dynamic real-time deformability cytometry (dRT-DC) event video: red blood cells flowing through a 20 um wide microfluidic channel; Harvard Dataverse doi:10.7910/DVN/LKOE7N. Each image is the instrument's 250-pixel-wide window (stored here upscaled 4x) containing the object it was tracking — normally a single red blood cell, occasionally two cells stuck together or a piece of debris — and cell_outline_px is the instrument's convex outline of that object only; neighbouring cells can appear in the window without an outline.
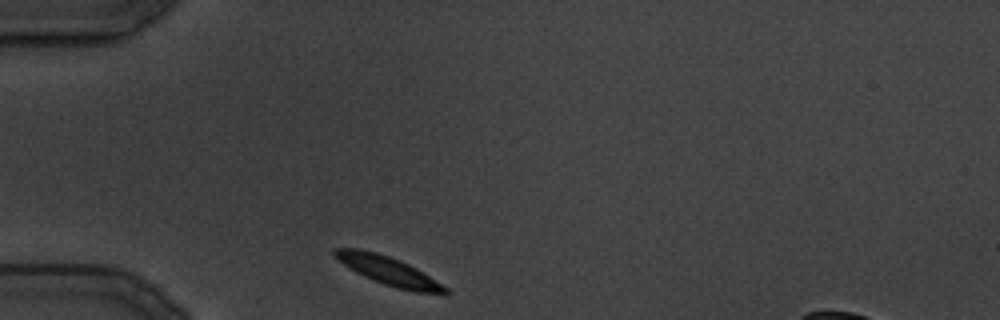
{"species": "common noctule bat (a hibernating species)", "species_latin": "Nyctalus noctula", "temperature_condition": "cold", "stored_images_in_passage": 11, "camera_frame_rate_fps": 3000, "um_per_image_px": 0.085, "animal": {"sex": "male", "body_mass_g": 19.5, "forearm_length_mm": 54.6}, "frame": {"image": 1, "passage_image": 1, "time_ms": 0.0, "image_size_px": [1000, 320], "cell_outline_px": [[448, 296], [444, 296], [416, 292], [396, 288], [384, 284], [364, 276], [356, 272], [344, 264], [332, 252], [336, 248], [360, 248], [376, 252], [400, 260], [416, 268], [448, 288]], "centroid_in_image_um": [33.1, 23.05], "position_along_channel_um": 51.9, "area_um2": 18.32}}
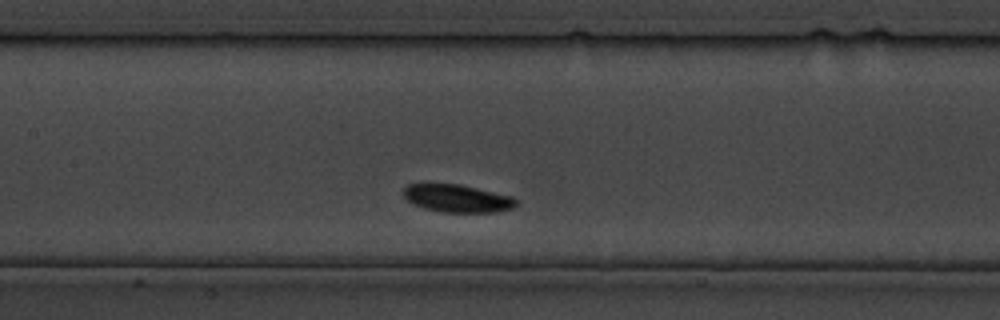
{"frame": {"image": 2, "passage_image": 8, "time_ms": 9.0, "image_size_px": [1000, 320], "cell_outline_px": [[516, 204], [512, 208], [496, 212], [440, 212], [424, 208], [412, 204], [404, 196], [404, 188], [408, 184], [424, 180], [460, 184], [512, 196], [516, 200]], "centroid_in_image_um": [38.77, 16.81], "position_along_channel_um": 168.6, "area_um2": 18.84}}
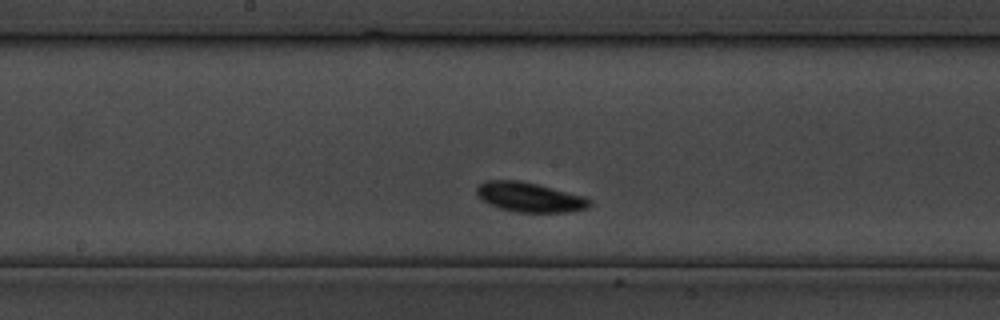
{"frame": {"image": 3, "passage_image": 10, "time_ms": 11.333, "image_size_px": [1000, 320], "cell_outline_px": [[592, 204], [588, 208], [568, 212], [516, 212], [500, 208], [488, 204], [476, 192], [476, 188], [484, 180], [520, 180], [584, 196]], "centroid_in_image_um": [45.0, 16.76], "position_along_channel_um": 203.2, "area_um2": 19.31}}